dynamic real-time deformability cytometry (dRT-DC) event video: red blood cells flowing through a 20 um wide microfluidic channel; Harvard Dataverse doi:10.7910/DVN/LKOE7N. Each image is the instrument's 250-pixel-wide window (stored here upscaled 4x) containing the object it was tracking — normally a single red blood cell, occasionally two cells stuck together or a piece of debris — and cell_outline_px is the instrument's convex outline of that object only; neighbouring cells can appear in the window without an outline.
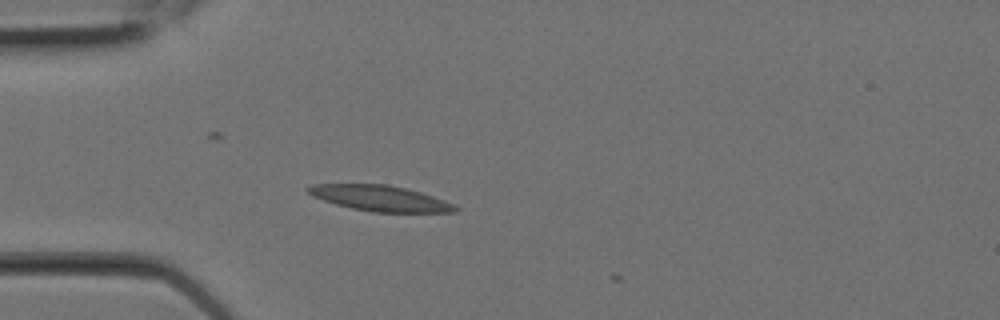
{"species": "Egyptian fruit bat (a non-hibernating species)", "species_latin": "Rousettus aegyptiacus", "temperature_condition": "room temperature", "stored_images_in_passage": 2, "camera_frame_rate_fps": 3000, "um_per_image_px": 0.085, "animal": {"sex": "female"}, "frame": {"image": 1, "passage_image": 1, "time_ms": 0.0, "image_size_px": [1000, 320], "cell_outline_px": [[460, 208], [456, 212], [372, 212], [352, 208], [336, 204], [312, 196], [304, 188], [312, 184], [388, 184], [420, 192], [444, 200]], "centroid_in_image_um": [32.28, 16.85], "position_along_channel_um": 52.7, "area_um2": 21.85}}